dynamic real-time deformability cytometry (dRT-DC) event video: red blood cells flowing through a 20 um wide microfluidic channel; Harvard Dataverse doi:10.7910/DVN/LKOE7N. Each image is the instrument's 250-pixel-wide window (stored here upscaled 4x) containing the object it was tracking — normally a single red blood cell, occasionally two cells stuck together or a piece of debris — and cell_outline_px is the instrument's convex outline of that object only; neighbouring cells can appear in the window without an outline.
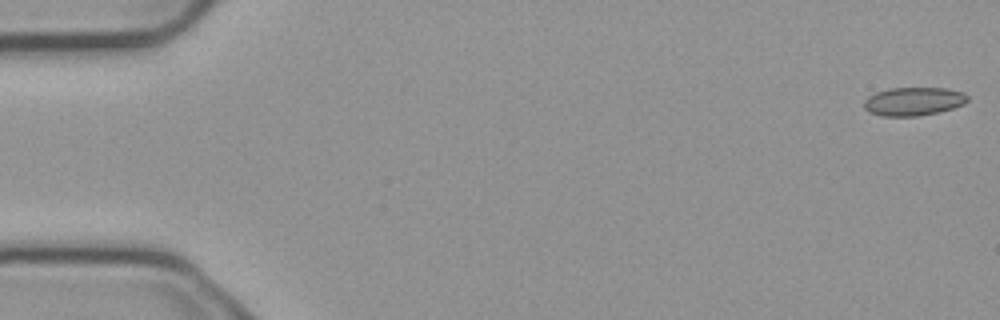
{"species": "common noctule bat (a hibernating species)", "species_latin": "Nyctalus noctula", "temperature_condition": "cold", "stored_images_in_passage": 5, "camera_frame_rate_fps": 3000, "um_per_image_px": 0.085, "animal": {"sex": "male", "body_mass_g": 23.1, "forearm_length_mm": 52.7}, "frame": {"image": 1, "passage_image": 1, "time_ms": 0.0, "image_size_px": [1000, 320], "cell_outline_px": [[968, 100], [964, 104], [952, 108], [920, 116], [880, 116], [868, 112], [864, 108], [864, 100], [868, 96], [876, 92], [892, 88], [948, 88], [964, 92], [968, 96]], "centroid_in_image_um": [77.64, 8.62], "position_along_channel_um": 7.4, "area_um2": 17.22}}
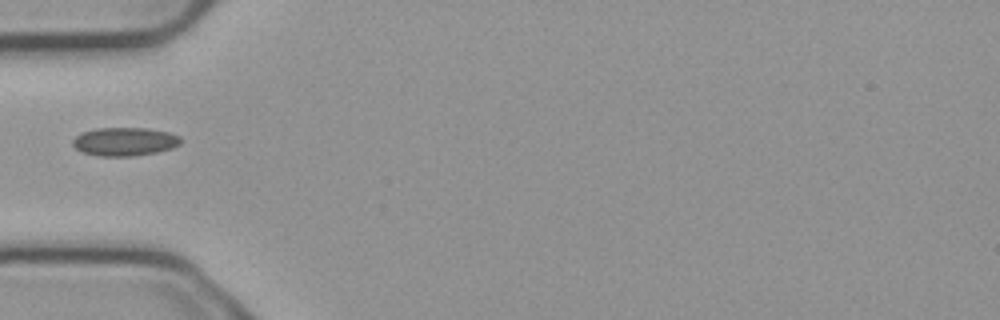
{"frame": {"image": 2, "passage_image": 5, "time_ms": 1.333, "image_size_px": [1000, 320], "cell_outline_px": [[180, 144], [172, 148], [156, 152], [132, 156], [96, 156], [84, 152], [76, 148], [72, 144], [72, 140], [80, 132], [96, 128], [148, 128], [168, 132], [180, 136]], "centroid_in_image_um": [10.57, 12.03], "position_along_channel_um": 74.4, "area_um2": 17.92}}